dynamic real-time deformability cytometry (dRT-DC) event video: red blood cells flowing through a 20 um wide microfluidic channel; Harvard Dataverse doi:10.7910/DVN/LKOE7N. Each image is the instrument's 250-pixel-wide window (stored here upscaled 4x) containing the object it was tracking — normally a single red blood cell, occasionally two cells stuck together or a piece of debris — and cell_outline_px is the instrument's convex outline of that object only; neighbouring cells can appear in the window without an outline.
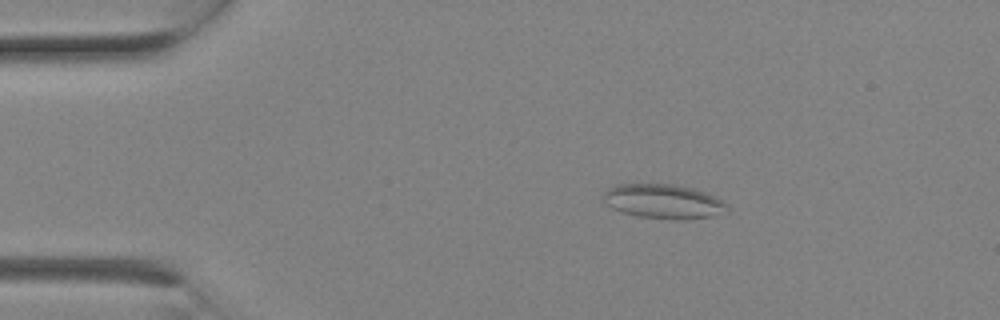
{"species": "Egyptian fruit bat (a non-hibernating species)", "species_latin": "Rousettus aegyptiacus", "temperature_condition": "room temperature", "stored_images_in_passage": 2, "camera_frame_rate_fps": 3000, "um_per_image_px": 0.085, "animal": {"sex": "female"}, "frame": {"image": 1, "passage_image": 2, "time_ms": 0.333, "image_size_px": [1000, 320], "cell_outline_px": [[728, 212], [712, 216], [680, 220], [640, 216], [624, 212], [612, 208], [604, 200], [604, 192], [608, 188], [616, 184], [672, 184], [696, 188], [716, 196], [724, 200], [728, 204]], "centroid_in_image_um": [56.47, 17.11], "position_along_channel_um": 28.5, "area_um2": 24.91}}